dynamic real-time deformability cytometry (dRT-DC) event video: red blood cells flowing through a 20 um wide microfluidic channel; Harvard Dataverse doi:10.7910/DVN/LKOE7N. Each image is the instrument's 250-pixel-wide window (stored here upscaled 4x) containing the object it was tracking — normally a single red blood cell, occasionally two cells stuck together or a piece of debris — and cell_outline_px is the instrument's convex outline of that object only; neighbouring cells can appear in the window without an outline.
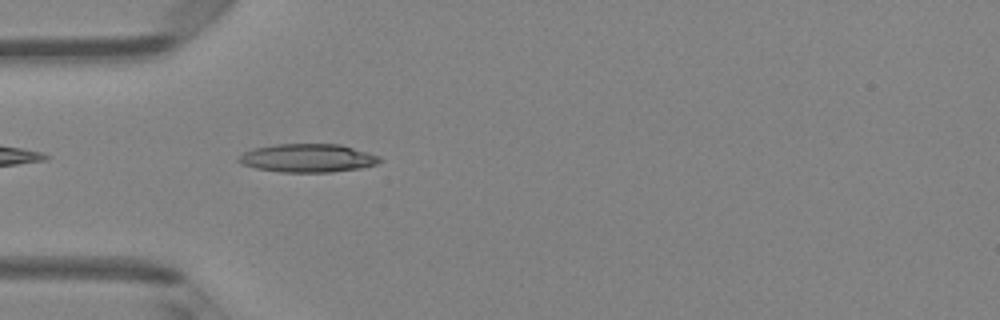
{"species": "Egyptian fruit bat (a non-hibernating species)", "species_latin": "Rousettus aegyptiacus", "temperature_condition": "room temperature", "stored_images_in_passage": 36, "camera_frame_rate_fps": 3000, "um_per_image_px": 0.085, "animal": {"sex": "female"}, "frame": {"image": 1, "passage_image": 3, "time_ms": 0.667, "image_size_px": [1000, 320], "cell_outline_px": [[384, 160], [376, 164], [360, 168], [332, 172], [280, 172], [256, 168], [244, 164], [236, 160], [244, 152], [252, 148], [276, 144], [340, 144], [368, 152], [380, 156]], "centroid_in_image_um": [26.18, 13.43], "position_along_channel_um": 58.8, "area_um2": 23.35}}
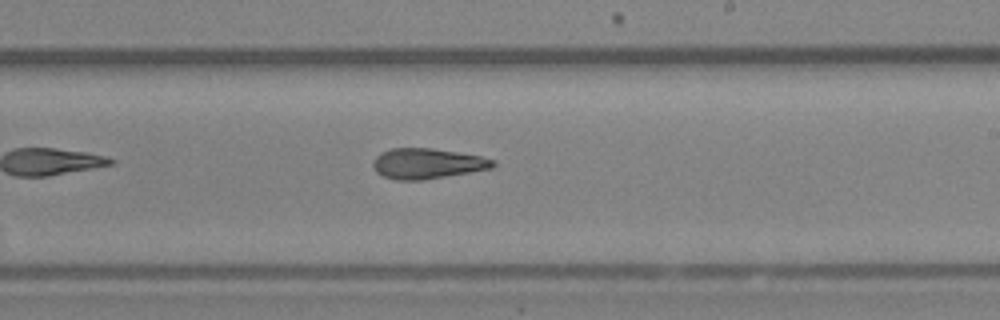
{"frame": {"image": 2, "passage_image": 17, "time_ms": 5.333, "image_size_px": [1000, 320], "cell_outline_px": [[496, 164], [492, 168], [424, 180], [396, 180], [384, 176], [376, 172], [372, 164], [372, 160], [380, 152], [392, 148], [432, 148], [480, 156], [496, 160]], "centroid_in_image_um": [36.29, 13.9], "position_along_channel_um": 252.7, "area_um2": 21.27}}
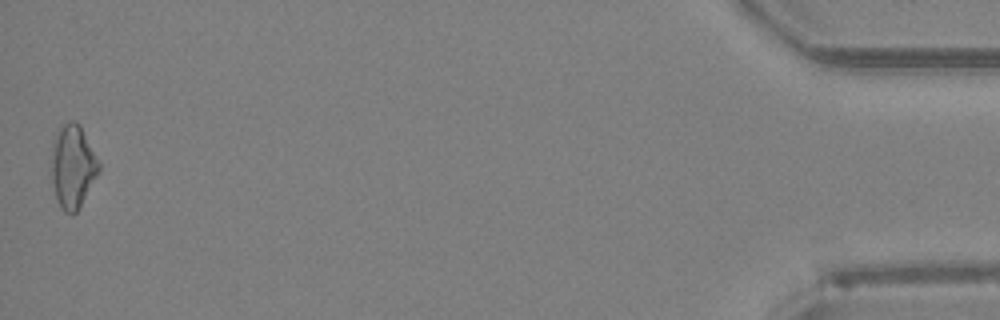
{"frame": {"image": 3, "passage_image": 36, "time_ms": 11.667, "image_size_px": [1000, 320], "cell_outline_px": [[100, 172], [76, 212], [72, 216], [64, 212], [60, 208], [56, 196], [52, 180], [52, 140], [60, 124], [68, 120], [76, 120], [80, 124], [100, 164]], "centroid_in_image_um": [6.18, 14.11], "position_along_channel_um": 429.0, "area_um2": 23.24}, "authors_computed_cell_mechanics": {"area_um2": 21.2126, "velocity_mm_per_s": 4.2423, "shape_relaxation_time_tau1_ms": null, "shape_relaxation_time_tau2_ms": 5.1378, "deformation_change_tau1": null, "deformation_change_tau2": 0.1549}}